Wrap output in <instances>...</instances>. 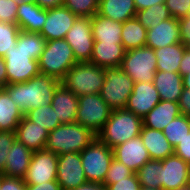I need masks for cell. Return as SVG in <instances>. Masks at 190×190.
Segmentation results:
<instances>
[{"label": "cell", "mask_w": 190, "mask_h": 190, "mask_svg": "<svg viewBox=\"0 0 190 190\" xmlns=\"http://www.w3.org/2000/svg\"><path fill=\"white\" fill-rule=\"evenodd\" d=\"M60 84L57 78L40 73L26 82L7 84L2 88L25 114L29 110L51 104Z\"/></svg>", "instance_id": "cell-1"}, {"label": "cell", "mask_w": 190, "mask_h": 190, "mask_svg": "<svg viewBox=\"0 0 190 190\" xmlns=\"http://www.w3.org/2000/svg\"><path fill=\"white\" fill-rule=\"evenodd\" d=\"M97 135L77 122L61 124L49 132L45 150L57 155L80 153Z\"/></svg>", "instance_id": "cell-2"}, {"label": "cell", "mask_w": 190, "mask_h": 190, "mask_svg": "<svg viewBox=\"0 0 190 190\" xmlns=\"http://www.w3.org/2000/svg\"><path fill=\"white\" fill-rule=\"evenodd\" d=\"M142 118L124 109L112 110L109 119L97 137L108 147L114 148L140 135Z\"/></svg>", "instance_id": "cell-3"}, {"label": "cell", "mask_w": 190, "mask_h": 190, "mask_svg": "<svg viewBox=\"0 0 190 190\" xmlns=\"http://www.w3.org/2000/svg\"><path fill=\"white\" fill-rule=\"evenodd\" d=\"M77 97L98 94L105 82V69L91 62H78L60 80Z\"/></svg>", "instance_id": "cell-4"}, {"label": "cell", "mask_w": 190, "mask_h": 190, "mask_svg": "<svg viewBox=\"0 0 190 190\" xmlns=\"http://www.w3.org/2000/svg\"><path fill=\"white\" fill-rule=\"evenodd\" d=\"M76 61L73 50L65 39L46 41V46L38 59L41 74L57 78L65 76Z\"/></svg>", "instance_id": "cell-5"}, {"label": "cell", "mask_w": 190, "mask_h": 190, "mask_svg": "<svg viewBox=\"0 0 190 190\" xmlns=\"http://www.w3.org/2000/svg\"><path fill=\"white\" fill-rule=\"evenodd\" d=\"M4 58L7 84L26 82L40 74L39 64L24 49V31L18 34L17 44L7 51Z\"/></svg>", "instance_id": "cell-6"}, {"label": "cell", "mask_w": 190, "mask_h": 190, "mask_svg": "<svg viewBox=\"0 0 190 190\" xmlns=\"http://www.w3.org/2000/svg\"><path fill=\"white\" fill-rule=\"evenodd\" d=\"M80 156L87 182L103 183L114 158L113 149L96 136Z\"/></svg>", "instance_id": "cell-7"}, {"label": "cell", "mask_w": 190, "mask_h": 190, "mask_svg": "<svg viewBox=\"0 0 190 190\" xmlns=\"http://www.w3.org/2000/svg\"><path fill=\"white\" fill-rule=\"evenodd\" d=\"M133 88L134 80L120 67L105 68V82L100 95L112 110L126 107Z\"/></svg>", "instance_id": "cell-8"}, {"label": "cell", "mask_w": 190, "mask_h": 190, "mask_svg": "<svg viewBox=\"0 0 190 190\" xmlns=\"http://www.w3.org/2000/svg\"><path fill=\"white\" fill-rule=\"evenodd\" d=\"M154 49L144 46L126 51L120 68L134 83L153 82L157 71Z\"/></svg>", "instance_id": "cell-9"}, {"label": "cell", "mask_w": 190, "mask_h": 190, "mask_svg": "<svg viewBox=\"0 0 190 190\" xmlns=\"http://www.w3.org/2000/svg\"><path fill=\"white\" fill-rule=\"evenodd\" d=\"M111 112L112 109L102 99L100 93L82 95L78 97L75 122L97 135L106 124Z\"/></svg>", "instance_id": "cell-10"}, {"label": "cell", "mask_w": 190, "mask_h": 190, "mask_svg": "<svg viewBox=\"0 0 190 190\" xmlns=\"http://www.w3.org/2000/svg\"><path fill=\"white\" fill-rule=\"evenodd\" d=\"M65 40L72 48L77 62H90L94 47L90 17H78Z\"/></svg>", "instance_id": "cell-11"}, {"label": "cell", "mask_w": 190, "mask_h": 190, "mask_svg": "<svg viewBox=\"0 0 190 190\" xmlns=\"http://www.w3.org/2000/svg\"><path fill=\"white\" fill-rule=\"evenodd\" d=\"M58 155L45 149L34 151L27 169L24 182L26 185L57 181Z\"/></svg>", "instance_id": "cell-12"}, {"label": "cell", "mask_w": 190, "mask_h": 190, "mask_svg": "<svg viewBox=\"0 0 190 190\" xmlns=\"http://www.w3.org/2000/svg\"><path fill=\"white\" fill-rule=\"evenodd\" d=\"M57 182L62 190H71L87 182L80 153L58 155Z\"/></svg>", "instance_id": "cell-13"}, {"label": "cell", "mask_w": 190, "mask_h": 190, "mask_svg": "<svg viewBox=\"0 0 190 190\" xmlns=\"http://www.w3.org/2000/svg\"><path fill=\"white\" fill-rule=\"evenodd\" d=\"M78 17L65 6L47 9V19L40 34L46 41L65 39Z\"/></svg>", "instance_id": "cell-14"}, {"label": "cell", "mask_w": 190, "mask_h": 190, "mask_svg": "<svg viewBox=\"0 0 190 190\" xmlns=\"http://www.w3.org/2000/svg\"><path fill=\"white\" fill-rule=\"evenodd\" d=\"M160 101V95L153 82L134 83L132 94L128 97L125 109L143 118Z\"/></svg>", "instance_id": "cell-15"}, {"label": "cell", "mask_w": 190, "mask_h": 190, "mask_svg": "<svg viewBox=\"0 0 190 190\" xmlns=\"http://www.w3.org/2000/svg\"><path fill=\"white\" fill-rule=\"evenodd\" d=\"M114 158L136 173L151 157L143 145L142 138L136 136L113 148Z\"/></svg>", "instance_id": "cell-16"}, {"label": "cell", "mask_w": 190, "mask_h": 190, "mask_svg": "<svg viewBox=\"0 0 190 190\" xmlns=\"http://www.w3.org/2000/svg\"><path fill=\"white\" fill-rule=\"evenodd\" d=\"M161 189L175 190L190 183L188 163L182 158L171 155L162 160Z\"/></svg>", "instance_id": "cell-17"}, {"label": "cell", "mask_w": 190, "mask_h": 190, "mask_svg": "<svg viewBox=\"0 0 190 190\" xmlns=\"http://www.w3.org/2000/svg\"><path fill=\"white\" fill-rule=\"evenodd\" d=\"M181 42L179 21L176 18H169L147 29L146 46L154 50Z\"/></svg>", "instance_id": "cell-18"}, {"label": "cell", "mask_w": 190, "mask_h": 190, "mask_svg": "<svg viewBox=\"0 0 190 190\" xmlns=\"http://www.w3.org/2000/svg\"><path fill=\"white\" fill-rule=\"evenodd\" d=\"M51 106L61 124L75 122L78 109V97L73 91L60 84L54 93Z\"/></svg>", "instance_id": "cell-19"}, {"label": "cell", "mask_w": 190, "mask_h": 190, "mask_svg": "<svg viewBox=\"0 0 190 190\" xmlns=\"http://www.w3.org/2000/svg\"><path fill=\"white\" fill-rule=\"evenodd\" d=\"M15 134L16 140L34 152L45 149L49 131L46 128L39 127L24 115Z\"/></svg>", "instance_id": "cell-20"}, {"label": "cell", "mask_w": 190, "mask_h": 190, "mask_svg": "<svg viewBox=\"0 0 190 190\" xmlns=\"http://www.w3.org/2000/svg\"><path fill=\"white\" fill-rule=\"evenodd\" d=\"M33 151L15 140L7 154L3 174L8 177L24 178L30 165Z\"/></svg>", "instance_id": "cell-21"}, {"label": "cell", "mask_w": 190, "mask_h": 190, "mask_svg": "<svg viewBox=\"0 0 190 190\" xmlns=\"http://www.w3.org/2000/svg\"><path fill=\"white\" fill-rule=\"evenodd\" d=\"M126 50L122 43H103L94 41L90 62L101 68L120 67Z\"/></svg>", "instance_id": "cell-22"}, {"label": "cell", "mask_w": 190, "mask_h": 190, "mask_svg": "<svg viewBox=\"0 0 190 190\" xmlns=\"http://www.w3.org/2000/svg\"><path fill=\"white\" fill-rule=\"evenodd\" d=\"M47 19V9L36 3H23L18 6L16 24L21 31L40 33Z\"/></svg>", "instance_id": "cell-23"}, {"label": "cell", "mask_w": 190, "mask_h": 190, "mask_svg": "<svg viewBox=\"0 0 190 190\" xmlns=\"http://www.w3.org/2000/svg\"><path fill=\"white\" fill-rule=\"evenodd\" d=\"M153 84L162 101L178 102L184 88L183 77L178 72L157 70Z\"/></svg>", "instance_id": "cell-24"}, {"label": "cell", "mask_w": 190, "mask_h": 190, "mask_svg": "<svg viewBox=\"0 0 190 190\" xmlns=\"http://www.w3.org/2000/svg\"><path fill=\"white\" fill-rule=\"evenodd\" d=\"M181 115L178 102L160 101L145 117L143 127L163 131L173 119Z\"/></svg>", "instance_id": "cell-25"}, {"label": "cell", "mask_w": 190, "mask_h": 190, "mask_svg": "<svg viewBox=\"0 0 190 190\" xmlns=\"http://www.w3.org/2000/svg\"><path fill=\"white\" fill-rule=\"evenodd\" d=\"M140 137L142 138L143 145L146 147L151 160H164L174 155V147L164 136L163 131L142 126Z\"/></svg>", "instance_id": "cell-26"}, {"label": "cell", "mask_w": 190, "mask_h": 190, "mask_svg": "<svg viewBox=\"0 0 190 190\" xmlns=\"http://www.w3.org/2000/svg\"><path fill=\"white\" fill-rule=\"evenodd\" d=\"M94 41L103 43H122V22L98 15L90 18Z\"/></svg>", "instance_id": "cell-27"}, {"label": "cell", "mask_w": 190, "mask_h": 190, "mask_svg": "<svg viewBox=\"0 0 190 190\" xmlns=\"http://www.w3.org/2000/svg\"><path fill=\"white\" fill-rule=\"evenodd\" d=\"M136 13L134 0H101L97 12L100 16L122 23L136 17Z\"/></svg>", "instance_id": "cell-28"}, {"label": "cell", "mask_w": 190, "mask_h": 190, "mask_svg": "<svg viewBox=\"0 0 190 190\" xmlns=\"http://www.w3.org/2000/svg\"><path fill=\"white\" fill-rule=\"evenodd\" d=\"M24 117L22 110L13 102L8 93L0 89V131L15 132Z\"/></svg>", "instance_id": "cell-29"}, {"label": "cell", "mask_w": 190, "mask_h": 190, "mask_svg": "<svg viewBox=\"0 0 190 190\" xmlns=\"http://www.w3.org/2000/svg\"><path fill=\"white\" fill-rule=\"evenodd\" d=\"M186 48L187 46L181 42L155 49L154 51L157 57V70L165 72H178L180 61L182 60L183 53Z\"/></svg>", "instance_id": "cell-30"}, {"label": "cell", "mask_w": 190, "mask_h": 190, "mask_svg": "<svg viewBox=\"0 0 190 190\" xmlns=\"http://www.w3.org/2000/svg\"><path fill=\"white\" fill-rule=\"evenodd\" d=\"M121 38L126 51L144 47L147 41V29L136 17L128 19L122 23Z\"/></svg>", "instance_id": "cell-31"}, {"label": "cell", "mask_w": 190, "mask_h": 190, "mask_svg": "<svg viewBox=\"0 0 190 190\" xmlns=\"http://www.w3.org/2000/svg\"><path fill=\"white\" fill-rule=\"evenodd\" d=\"M162 160H149L137 172L138 182L141 187L161 189Z\"/></svg>", "instance_id": "cell-32"}, {"label": "cell", "mask_w": 190, "mask_h": 190, "mask_svg": "<svg viewBox=\"0 0 190 190\" xmlns=\"http://www.w3.org/2000/svg\"><path fill=\"white\" fill-rule=\"evenodd\" d=\"M24 115L39 127L46 128L49 132L61 125L51 104L29 110Z\"/></svg>", "instance_id": "cell-33"}, {"label": "cell", "mask_w": 190, "mask_h": 190, "mask_svg": "<svg viewBox=\"0 0 190 190\" xmlns=\"http://www.w3.org/2000/svg\"><path fill=\"white\" fill-rule=\"evenodd\" d=\"M136 18L146 29H150L160 22L172 18V15L165 3H159L137 11Z\"/></svg>", "instance_id": "cell-34"}, {"label": "cell", "mask_w": 190, "mask_h": 190, "mask_svg": "<svg viewBox=\"0 0 190 190\" xmlns=\"http://www.w3.org/2000/svg\"><path fill=\"white\" fill-rule=\"evenodd\" d=\"M190 133V117L179 115L163 129L164 136L175 148Z\"/></svg>", "instance_id": "cell-35"}, {"label": "cell", "mask_w": 190, "mask_h": 190, "mask_svg": "<svg viewBox=\"0 0 190 190\" xmlns=\"http://www.w3.org/2000/svg\"><path fill=\"white\" fill-rule=\"evenodd\" d=\"M20 28L16 23L0 21V57H4L17 44Z\"/></svg>", "instance_id": "cell-36"}, {"label": "cell", "mask_w": 190, "mask_h": 190, "mask_svg": "<svg viewBox=\"0 0 190 190\" xmlns=\"http://www.w3.org/2000/svg\"><path fill=\"white\" fill-rule=\"evenodd\" d=\"M64 6L77 17H92L98 12L97 0H65Z\"/></svg>", "instance_id": "cell-37"}, {"label": "cell", "mask_w": 190, "mask_h": 190, "mask_svg": "<svg viewBox=\"0 0 190 190\" xmlns=\"http://www.w3.org/2000/svg\"><path fill=\"white\" fill-rule=\"evenodd\" d=\"M45 46L46 40L40 33H28L24 31V49L28 54H31L34 60L38 61Z\"/></svg>", "instance_id": "cell-38"}, {"label": "cell", "mask_w": 190, "mask_h": 190, "mask_svg": "<svg viewBox=\"0 0 190 190\" xmlns=\"http://www.w3.org/2000/svg\"><path fill=\"white\" fill-rule=\"evenodd\" d=\"M133 173L134 172L130 168L126 167L123 163L113 158L110 164V168L102 184L104 186L114 184V180L126 179Z\"/></svg>", "instance_id": "cell-39"}, {"label": "cell", "mask_w": 190, "mask_h": 190, "mask_svg": "<svg viewBox=\"0 0 190 190\" xmlns=\"http://www.w3.org/2000/svg\"><path fill=\"white\" fill-rule=\"evenodd\" d=\"M16 140L15 132L0 131V174H3L7 154Z\"/></svg>", "instance_id": "cell-40"}, {"label": "cell", "mask_w": 190, "mask_h": 190, "mask_svg": "<svg viewBox=\"0 0 190 190\" xmlns=\"http://www.w3.org/2000/svg\"><path fill=\"white\" fill-rule=\"evenodd\" d=\"M173 18L181 19L190 14V0H165Z\"/></svg>", "instance_id": "cell-41"}, {"label": "cell", "mask_w": 190, "mask_h": 190, "mask_svg": "<svg viewBox=\"0 0 190 190\" xmlns=\"http://www.w3.org/2000/svg\"><path fill=\"white\" fill-rule=\"evenodd\" d=\"M18 6L12 0H0V21L16 23Z\"/></svg>", "instance_id": "cell-42"}, {"label": "cell", "mask_w": 190, "mask_h": 190, "mask_svg": "<svg viewBox=\"0 0 190 190\" xmlns=\"http://www.w3.org/2000/svg\"><path fill=\"white\" fill-rule=\"evenodd\" d=\"M106 190H140L141 185L138 182L136 173L126 179L114 180V184L106 185Z\"/></svg>", "instance_id": "cell-43"}, {"label": "cell", "mask_w": 190, "mask_h": 190, "mask_svg": "<svg viewBox=\"0 0 190 190\" xmlns=\"http://www.w3.org/2000/svg\"><path fill=\"white\" fill-rule=\"evenodd\" d=\"M178 73L183 77L184 88L190 89V49L188 48L183 53Z\"/></svg>", "instance_id": "cell-44"}, {"label": "cell", "mask_w": 190, "mask_h": 190, "mask_svg": "<svg viewBox=\"0 0 190 190\" xmlns=\"http://www.w3.org/2000/svg\"><path fill=\"white\" fill-rule=\"evenodd\" d=\"M0 190H26V183L23 178L1 175Z\"/></svg>", "instance_id": "cell-45"}, {"label": "cell", "mask_w": 190, "mask_h": 190, "mask_svg": "<svg viewBox=\"0 0 190 190\" xmlns=\"http://www.w3.org/2000/svg\"><path fill=\"white\" fill-rule=\"evenodd\" d=\"M174 154L185 162H190V133L186 134V137L175 146Z\"/></svg>", "instance_id": "cell-46"}, {"label": "cell", "mask_w": 190, "mask_h": 190, "mask_svg": "<svg viewBox=\"0 0 190 190\" xmlns=\"http://www.w3.org/2000/svg\"><path fill=\"white\" fill-rule=\"evenodd\" d=\"M180 26V37L184 45L190 43V14L186 17L178 19Z\"/></svg>", "instance_id": "cell-47"}, {"label": "cell", "mask_w": 190, "mask_h": 190, "mask_svg": "<svg viewBox=\"0 0 190 190\" xmlns=\"http://www.w3.org/2000/svg\"><path fill=\"white\" fill-rule=\"evenodd\" d=\"M178 105L180 107L181 115L190 117V89L183 88Z\"/></svg>", "instance_id": "cell-48"}, {"label": "cell", "mask_w": 190, "mask_h": 190, "mask_svg": "<svg viewBox=\"0 0 190 190\" xmlns=\"http://www.w3.org/2000/svg\"><path fill=\"white\" fill-rule=\"evenodd\" d=\"M26 190H62V188L57 181H49L42 184L26 185Z\"/></svg>", "instance_id": "cell-49"}, {"label": "cell", "mask_w": 190, "mask_h": 190, "mask_svg": "<svg viewBox=\"0 0 190 190\" xmlns=\"http://www.w3.org/2000/svg\"><path fill=\"white\" fill-rule=\"evenodd\" d=\"M36 4L43 9H51L64 6L63 0H36Z\"/></svg>", "instance_id": "cell-50"}, {"label": "cell", "mask_w": 190, "mask_h": 190, "mask_svg": "<svg viewBox=\"0 0 190 190\" xmlns=\"http://www.w3.org/2000/svg\"><path fill=\"white\" fill-rule=\"evenodd\" d=\"M137 11L151 7L159 3H165V0H134Z\"/></svg>", "instance_id": "cell-51"}, {"label": "cell", "mask_w": 190, "mask_h": 190, "mask_svg": "<svg viewBox=\"0 0 190 190\" xmlns=\"http://www.w3.org/2000/svg\"><path fill=\"white\" fill-rule=\"evenodd\" d=\"M71 190H106V187L102 183L86 182Z\"/></svg>", "instance_id": "cell-52"}, {"label": "cell", "mask_w": 190, "mask_h": 190, "mask_svg": "<svg viewBox=\"0 0 190 190\" xmlns=\"http://www.w3.org/2000/svg\"><path fill=\"white\" fill-rule=\"evenodd\" d=\"M0 85L2 87L7 85V72L3 57H0Z\"/></svg>", "instance_id": "cell-53"}, {"label": "cell", "mask_w": 190, "mask_h": 190, "mask_svg": "<svg viewBox=\"0 0 190 190\" xmlns=\"http://www.w3.org/2000/svg\"><path fill=\"white\" fill-rule=\"evenodd\" d=\"M17 3V6H20L23 3H36V0H12Z\"/></svg>", "instance_id": "cell-54"}, {"label": "cell", "mask_w": 190, "mask_h": 190, "mask_svg": "<svg viewBox=\"0 0 190 190\" xmlns=\"http://www.w3.org/2000/svg\"><path fill=\"white\" fill-rule=\"evenodd\" d=\"M175 190H190V183L185 185V186L179 187V188H177Z\"/></svg>", "instance_id": "cell-55"}, {"label": "cell", "mask_w": 190, "mask_h": 190, "mask_svg": "<svg viewBox=\"0 0 190 190\" xmlns=\"http://www.w3.org/2000/svg\"><path fill=\"white\" fill-rule=\"evenodd\" d=\"M140 190H162V189H157V188H149V187H141Z\"/></svg>", "instance_id": "cell-56"}, {"label": "cell", "mask_w": 190, "mask_h": 190, "mask_svg": "<svg viewBox=\"0 0 190 190\" xmlns=\"http://www.w3.org/2000/svg\"><path fill=\"white\" fill-rule=\"evenodd\" d=\"M188 171H189V177H190V162L188 163Z\"/></svg>", "instance_id": "cell-57"}]
</instances>
